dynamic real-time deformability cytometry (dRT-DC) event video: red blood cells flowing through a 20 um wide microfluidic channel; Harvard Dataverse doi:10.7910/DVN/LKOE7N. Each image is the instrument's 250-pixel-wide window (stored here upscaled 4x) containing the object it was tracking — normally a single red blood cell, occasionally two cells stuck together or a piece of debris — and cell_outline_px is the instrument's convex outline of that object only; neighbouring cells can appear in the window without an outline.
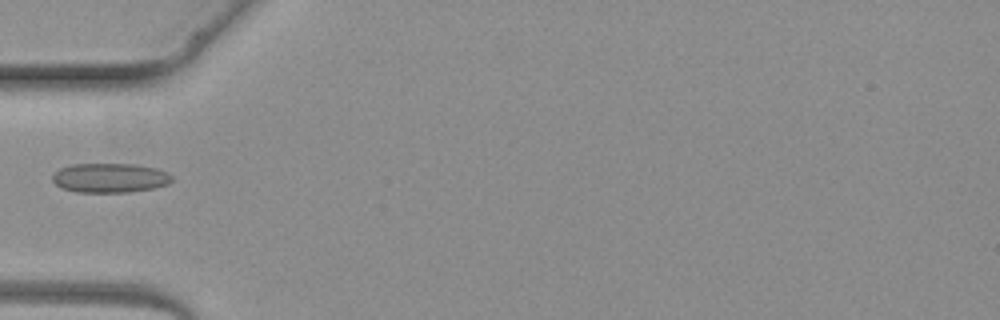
{"species": "common noctule bat (a hibernating species)", "species_latin": "Nyctalus noctula", "temperature_condition": "warm", "stored_images_in_passage": 4, "camera_frame_rate_fps": 3000, "um_per_image_px": 0.085, "animal": {"sex": "female", "body_mass_g": 19.3, "forearm_length_mm": 54.1}, "frame": {"image": 1, "passage_image": 4, "time_ms": 3.667, "image_size_px": [1000, 320], "cell_outline_px": [[172, 180], [168, 184], [152, 188], [128, 192], [76, 192], [64, 188], [56, 184], [52, 180], [52, 176], [60, 168], [72, 164], [136, 164], [156, 168], [168, 172], [172, 176]], "centroid_in_image_um": [9.36, 15.11], "position_along_channel_um": 75.6, "area_um2": 20.4}}